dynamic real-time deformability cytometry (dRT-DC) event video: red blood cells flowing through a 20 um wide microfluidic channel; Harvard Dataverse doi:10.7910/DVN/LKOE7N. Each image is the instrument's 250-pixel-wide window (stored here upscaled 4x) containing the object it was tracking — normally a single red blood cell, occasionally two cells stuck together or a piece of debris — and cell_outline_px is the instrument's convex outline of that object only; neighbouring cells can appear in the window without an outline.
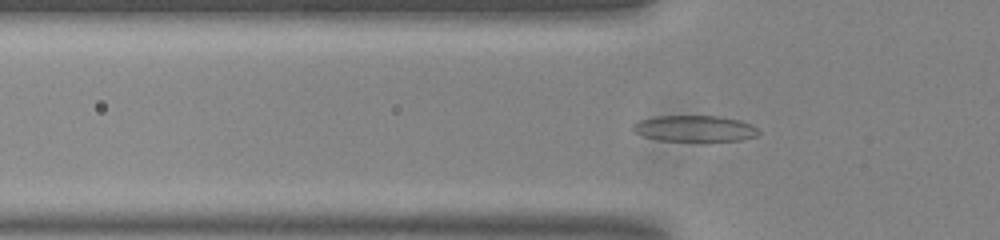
{"species": "common noctule bat (a hibernating species)", "species_latin": "Nyctalus noctula", "temperature_condition": "room temperature", "stored_images_in_passage": 40, "camera_frame_rate_fps": 3000, "um_per_image_px": 0.085, "animal": {"sex": "male", "body_mass_g": 20.0, "forearm_length_mm": 53.3}, "frame": {"image": 1, "passage_image": 3, "time_ms": 0.667, "image_size_px": [1000, 240], "cell_outline_px": [[760, 132], [756, 136], [740, 140], [704, 144], [660, 140], [644, 136], [636, 132], [632, 128], [632, 124], [640, 120], [656, 116], [716, 116], [740, 120], [752, 124]], "centroid_in_image_um": [59.09, 10.97], "position_along_channel_um": 66.7, "area_um2": 19.94}}
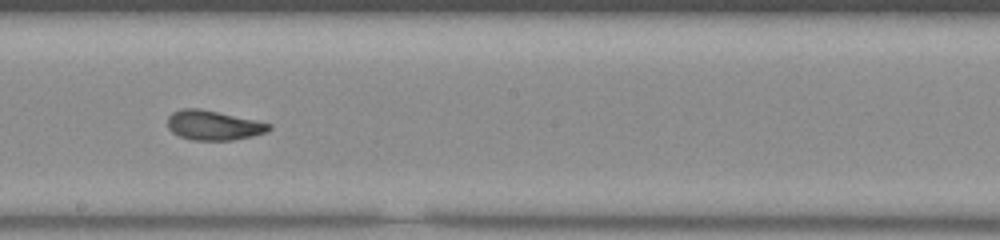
{"frame": {"image": 2, "passage_image": 16, "time_ms": 5.0, "image_size_px": [1000, 240], "cell_outline_px": [[272, 128], [264, 132], [252, 136], [232, 140], [192, 140], [180, 136], [172, 132], [168, 128], [168, 116], [172, 112], [180, 108], [200, 108], [256, 120], [272, 124]], "centroid_in_image_um": [18.12, 10.64], "position_along_channel_um": 230.1, "area_um2": 17.51}}
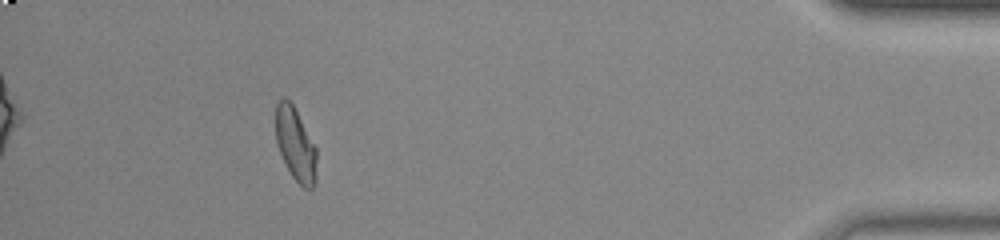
{"frame": {"image": 3, "passage_image": 35, "time_ms": 11.333, "image_size_px": [1000, 240], "cell_outline_px": [[316, 180], [312, 188], [304, 188], [292, 176], [276, 144], [276, 104], [280, 96], [284, 96], [292, 104], [316, 148]], "centroid_in_image_um": [25.1, 12.25], "position_along_channel_um": 410.1, "area_um2": 17.17}, "authors_computed_cell_mechanics": {"area_um2": 17.7446, "velocity_mm_per_s": 3.7645, "shape_relaxation_time_tau1_ms": 4.4737, "shape_relaxation_time_tau2_ms": 1.25, "deformation_change_tau1": 0.1599, "deformation_change_tau2": 0.0687}}